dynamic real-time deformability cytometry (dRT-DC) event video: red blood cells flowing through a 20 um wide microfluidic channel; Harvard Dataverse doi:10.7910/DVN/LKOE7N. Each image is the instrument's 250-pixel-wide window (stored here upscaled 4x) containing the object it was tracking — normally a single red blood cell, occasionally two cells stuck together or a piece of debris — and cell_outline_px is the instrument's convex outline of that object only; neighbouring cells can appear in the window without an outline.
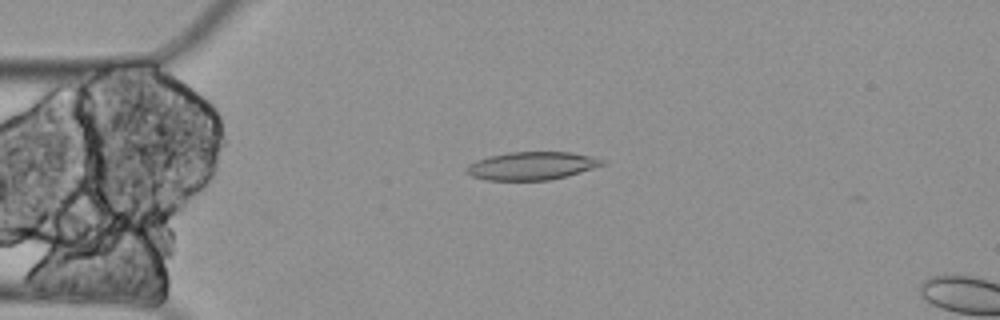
{"species": "Egyptian fruit bat (a non-hibernating species)", "species_latin": "Rousettus aegyptiacus", "temperature_condition": "cold", "stored_images_in_passage": 6, "camera_frame_rate_fps": 3000, "um_per_image_px": 0.085, "animal": {"sex": "female"}, "frame": {"image": 1, "passage_image": 4, "time_ms": 1.0, "image_size_px": [1000, 320], "cell_outline_px": [[604, 164], [580, 172], [548, 180], [488, 180], [472, 176], [464, 172], [464, 168], [468, 164], [476, 160], [488, 156], [508, 152], [572, 152], [604, 160]], "centroid_in_image_um": [45.11, 14.09], "position_along_channel_um": 39.9, "area_um2": 22.02}}